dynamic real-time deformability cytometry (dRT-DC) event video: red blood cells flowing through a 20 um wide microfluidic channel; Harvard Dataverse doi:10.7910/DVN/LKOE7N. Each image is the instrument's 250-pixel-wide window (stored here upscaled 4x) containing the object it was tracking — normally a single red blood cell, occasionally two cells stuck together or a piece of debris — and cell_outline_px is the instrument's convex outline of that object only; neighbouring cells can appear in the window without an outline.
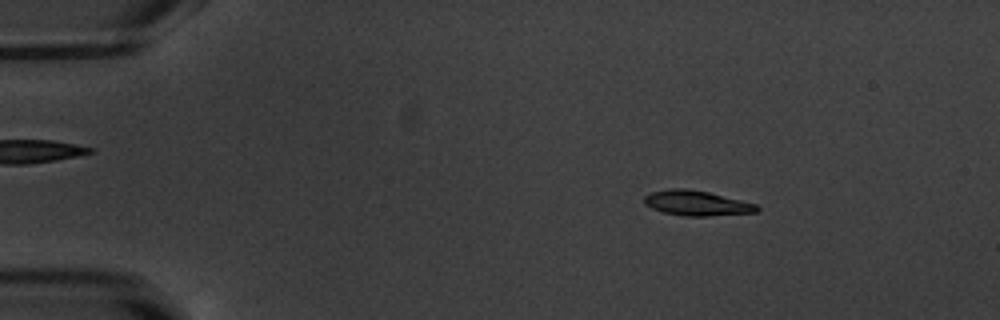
{"species": "common noctule bat (a hibernating species)", "species_latin": "Nyctalus noctula", "temperature_condition": "warm", "stored_images_in_passage": 53, "camera_frame_rate_fps": 3000, "um_per_image_px": 0.085, "animal": {"sex": "male", "body_mass_g": 20.1, "forearm_length_mm": 53.5}, "frame": {"image": 1, "passage_image": 8, "time_ms": 2.333, "image_size_px": [1000, 320], "cell_outline_px": [[760, 208], [756, 212], [708, 216], [684, 216], [664, 212], [652, 208], [644, 204], [644, 196], [652, 192], [672, 188], [684, 188], [708, 192], [756, 204]], "centroid_in_image_um": [59.2, 17.27], "position_along_channel_um": 25.8, "area_um2": 16.24}}
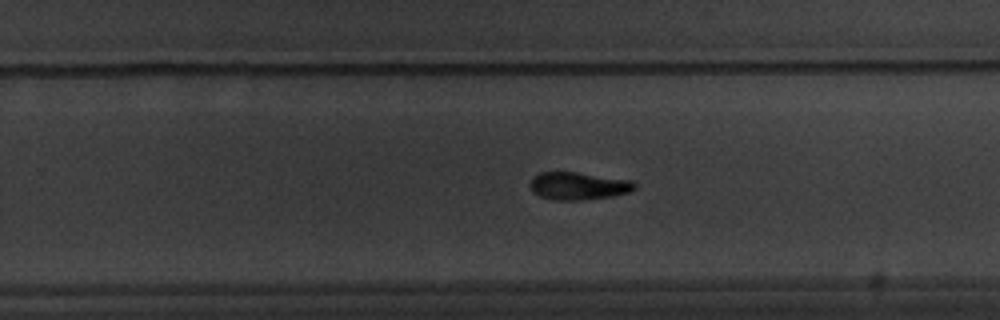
{"frame": {"image": 2, "passage_image": 34, "time_ms": 11.0, "image_size_px": [1000, 320], "cell_outline_px": [[636, 188], [628, 192], [612, 196], [580, 200], [556, 200], [540, 196], [532, 192], [532, 180], [540, 172], [576, 172], [632, 180], [636, 184]], "centroid_in_image_um": [49.2, 15.8], "position_along_channel_um": 280.6, "area_um2": 16.59}}
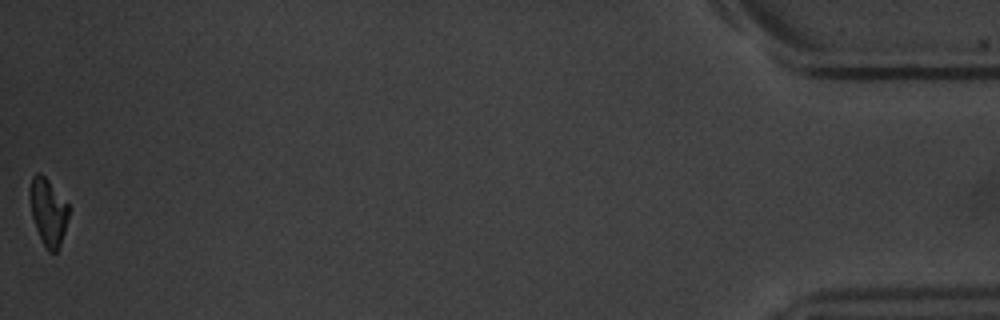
{"frame": {"image": 3, "passage_image": 53, "time_ms": 17.333, "image_size_px": [1000, 320], "cell_outline_px": [[68, 216], [60, 248], [56, 252], [48, 252], [44, 248], [36, 228], [32, 216], [28, 192], [28, 188], [32, 176], [36, 172], [40, 172], [48, 180], [68, 204]], "centroid_in_image_um": [4.06, 18.01], "position_along_channel_um": 431.1, "area_um2": 15.32}, "authors_computed_cell_mechanics": {"area_um2": 16.5886, "velocity_mm_per_s": 3.8159, "shape_relaxation_time_tau1_ms": 2.6222, "shape_relaxation_time_tau2_ms": 5.8312, "deformation_change_tau1": 0.1485, "deformation_change_tau2": 0.1184}}